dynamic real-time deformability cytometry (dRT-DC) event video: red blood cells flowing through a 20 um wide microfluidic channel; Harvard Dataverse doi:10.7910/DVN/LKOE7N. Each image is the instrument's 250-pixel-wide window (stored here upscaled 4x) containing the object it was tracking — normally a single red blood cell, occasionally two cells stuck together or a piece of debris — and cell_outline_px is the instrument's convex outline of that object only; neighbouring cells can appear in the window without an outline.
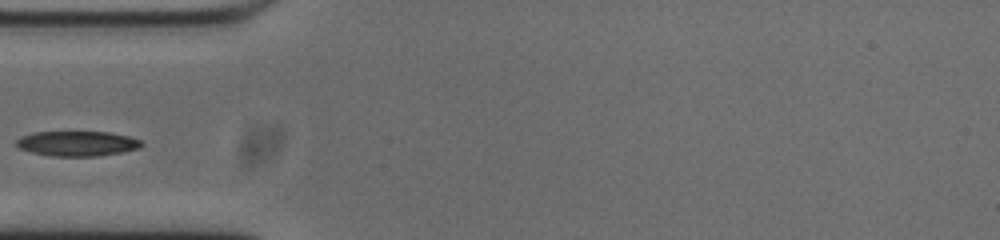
{"species": "common noctule bat (a hibernating species)", "species_latin": "Nyctalus noctula", "temperature_condition": "cold", "stored_images_in_passage": 38, "camera_frame_rate_fps": 3000, "um_per_image_px": 0.085, "animal": {"sex": "male", "body_mass_g": 20.0, "forearm_length_mm": 53.3}, "frame": {"image": 1, "passage_image": 1, "time_ms": 0.0, "image_size_px": [1000, 240], "cell_outline_px": [[144, 144], [140, 148], [100, 156], [52, 156], [32, 152], [20, 148], [16, 144], [16, 140], [20, 136], [36, 132], [108, 132], [128, 136], [140, 140]], "centroid_in_image_um": [6.57, 12.2], "position_along_channel_um": 78.4, "area_um2": 18.15}}
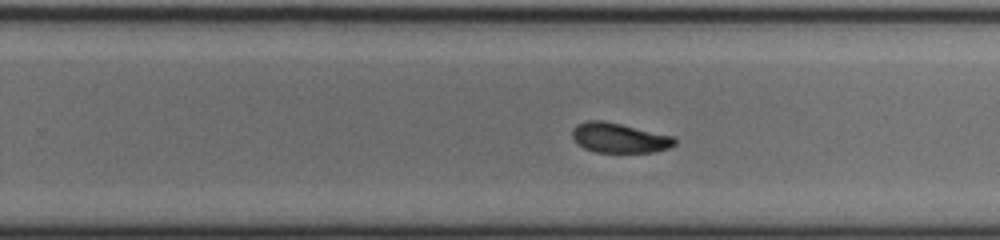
{"frame": {"image": 2, "passage_image": 17, "time_ms": 5.333, "image_size_px": [1000, 240], "cell_outline_px": [[676, 144], [668, 148], [652, 152], [596, 152], [584, 148], [572, 136], [572, 128], [576, 124], [588, 120], [600, 120], [620, 124], [676, 136]], "centroid_in_image_um": [52.66, 11.71], "position_along_channel_um": 277.1, "area_um2": 17.74}}
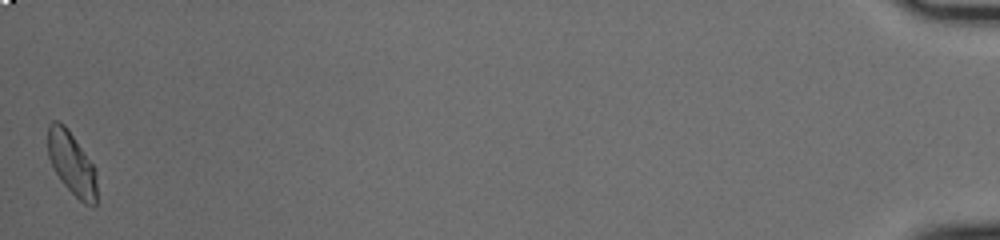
{"frame": {"image": 3, "passage_image": 38, "time_ms": 12.333, "image_size_px": [1000, 240], "cell_outline_px": [[96, 204], [92, 208], [84, 204], [60, 180], [48, 156], [48, 124], [52, 120], [56, 120], [64, 124], [68, 128], [96, 168]], "centroid_in_image_um": [6.11, 13.88], "position_along_channel_um": 429.1, "area_um2": 18.09}}